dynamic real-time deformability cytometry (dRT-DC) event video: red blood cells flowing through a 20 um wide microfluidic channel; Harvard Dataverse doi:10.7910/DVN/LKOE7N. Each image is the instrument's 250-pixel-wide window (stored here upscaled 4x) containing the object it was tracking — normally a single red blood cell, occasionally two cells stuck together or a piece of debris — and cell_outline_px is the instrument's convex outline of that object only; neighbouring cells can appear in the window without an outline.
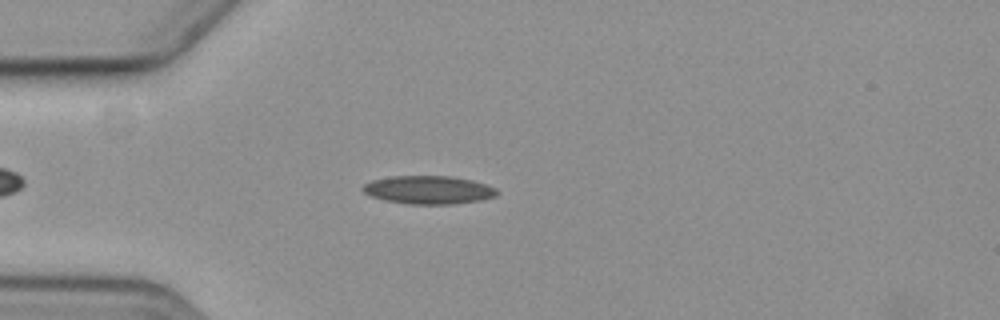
{"species": "common noctule bat (a hibernating species)", "species_latin": "Nyctalus noctula", "temperature_condition": "cold", "stored_images_in_passage": 2, "camera_frame_rate_fps": 3000, "um_per_image_px": 0.085, "animal": {"sex": "female", "body_mass_g": 19.3, "forearm_length_mm": 54.1}, "frame": {"image": 1, "passage_image": 2, "time_ms": 1.0, "image_size_px": [1000, 320], "cell_outline_px": [[500, 192], [496, 196], [480, 200], [456, 204], [408, 204], [384, 200], [372, 196], [364, 192], [360, 188], [364, 184], [372, 180], [392, 176], [452, 176], [472, 180], [496, 188]], "centroid_in_image_um": [36.43, 16.14], "position_along_channel_um": 48.6, "area_um2": 22.14}}